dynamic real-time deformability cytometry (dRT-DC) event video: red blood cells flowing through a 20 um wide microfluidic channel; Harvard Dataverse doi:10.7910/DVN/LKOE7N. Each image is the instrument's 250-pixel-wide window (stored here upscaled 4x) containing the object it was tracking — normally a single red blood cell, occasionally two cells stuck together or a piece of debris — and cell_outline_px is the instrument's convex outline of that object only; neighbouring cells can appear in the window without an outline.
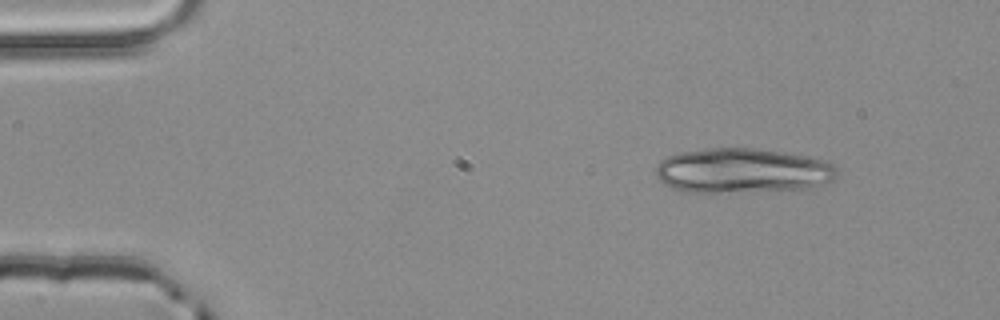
{"species": "common noctule bat (a hibernating species)", "species_latin": "Nyctalus noctula", "temperature_condition": "room temperature", "stored_images_in_passage": 2, "camera_frame_rate_fps": 3000, "um_per_image_px": 0.085, "animal": {"sex": "male", "body_mass_g": 20.4}, "frame": {"image": 1, "passage_image": 1, "time_ms": 0.0, "image_size_px": [1000, 320], "cell_outline_px": [[836, 176], [824, 188], [720, 192], [684, 192], [672, 188], [660, 180], [656, 176], [656, 164], [660, 160], [676, 152], [708, 148], [752, 148], [780, 152], [804, 156], [824, 160], [832, 164], [836, 172]], "centroid_in_image_um": [63.1, 14.51], "position_along_channel_um": 21.9, "area_um2": 47.51}}